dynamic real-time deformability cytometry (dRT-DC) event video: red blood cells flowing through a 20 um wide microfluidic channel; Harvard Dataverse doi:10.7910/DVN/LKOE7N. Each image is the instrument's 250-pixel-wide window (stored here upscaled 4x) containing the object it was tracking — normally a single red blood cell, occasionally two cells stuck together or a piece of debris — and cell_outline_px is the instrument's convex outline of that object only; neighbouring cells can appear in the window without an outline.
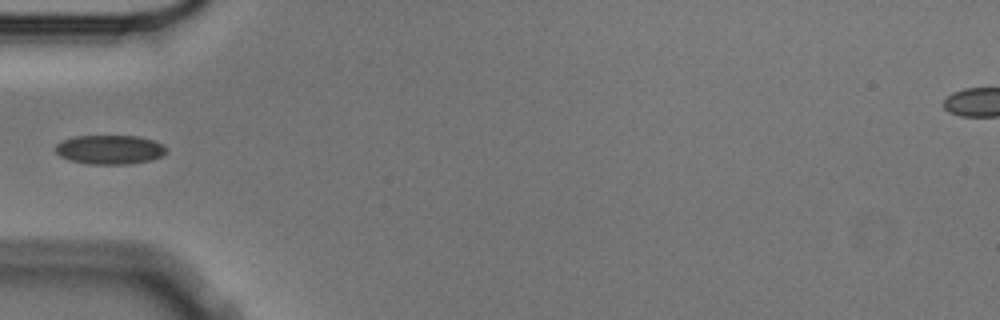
{"species": "Egyptian fruit bat (a non-hibernating species)", "species_latin": "Rousettus aegyptiacus", "temperature_condition": "cold", "stored_images_in_passage": 5, "camera_frame_rate_fps": 3000, "um_per_image_px": 0.085, "animal": {"sex": "male"}, "frame": {"image": 1, "passage_image": 5, "time_ms": 1.333, "image_size_px": [1000, 320], "cell_outline_px": [[168, 152], [164, 156], [152, 160], [128, 164], [88, 164], [68, 160], [60, 156], [56, 152], [56, 144], [64, 140], [76, 136], [140, 136], [164, 144], [168, 148]], "centroid_in_image_um": [9.39, 12.72], "position_along_channel_um": 75.6, "area_um2": 19.07}}